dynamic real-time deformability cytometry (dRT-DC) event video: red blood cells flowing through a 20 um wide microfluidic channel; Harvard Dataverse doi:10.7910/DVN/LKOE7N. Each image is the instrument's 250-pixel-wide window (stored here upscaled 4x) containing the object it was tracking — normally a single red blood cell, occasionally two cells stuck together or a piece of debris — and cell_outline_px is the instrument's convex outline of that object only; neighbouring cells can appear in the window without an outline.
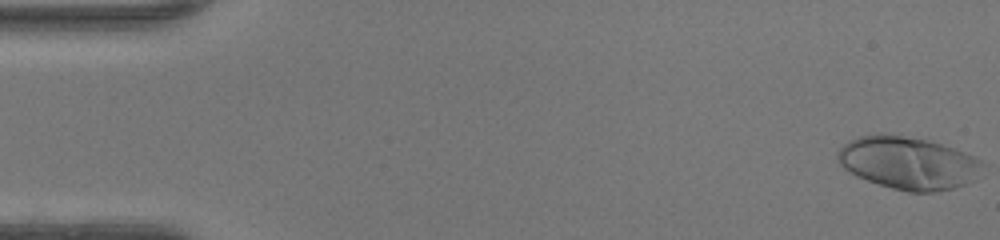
{"species": "human", "species_latin": "Homo sapiens", "temperature_condition": "warm", "stored_images_in_passage": 49, "camera_frame_rate_fps": 3000, "um_per_image_px": 0.085, "donor": {"sex": "female"}, "frame": {"image": 1, "passage_image": 1, "time_ms": 0.0, "image_size_px": [1000, 240], "cell_outline_px": [[980, 164], [976, 180], [952, 188], [932, 192], [908, 192], [892, 188], [856, 176], [844, 168], [836, 160], [836, 152], [848, 140], [860, 136], [880, 132], [884, 132], [928, 140], [956, 148], [980, 160]], "centroid_in_image_um": [77.13, 13.82], "position_along_channel_um": 7.9, "area_um2": 44.45}}
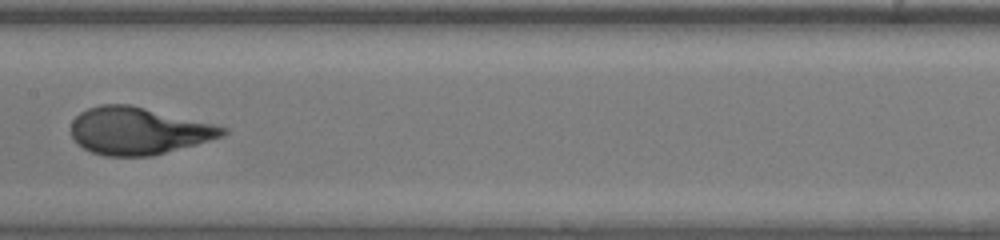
{"frame": {"image": 2, "passage_image": 25, "time_ms": 8.0, "image_size_px": [1000, 240], "cell_outline_px": [[228, 132], [224, 136], [196, 144], [152, 156], [104, 156], [92, 152], [76, 144], [72, 136], [72, 120], [80, 112], [88, 108], [100, 104], [128, 104], [212, 124], [228, 128]], "centroid_in_image_um": [11.73, 11.13], "position_along_channel_um": 195.7, "area_um2": 41.44}}
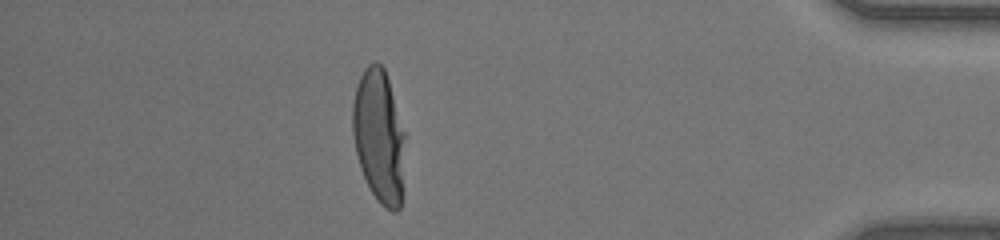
{"frame": {"image": 3, "passage_image": 43, "time_ms": 14.0, "image_size_px": [1000, 240], "cell_outline_px": [[404, 136], [400, 208], [396, 212], [392, 212], [384, 208], [376, 200], [360, 168], [356, 152], [352, 132], [352, 104], [356, 88], [360, 76], [364, 68], [368, 64], [376, 60], [384, 68], [388, 80], [404, 132]], "centroid_in_image_um": [32.18, 11.57], "position_along_channel_um": 403.0, "area_um2": 40.29}, "authors_computed_cell_mechanics": {"area_um2": 41.2114, "velocity_mm_per_s": 4.2613, "shape_relaxation_time_tau1_ms": 4.758, "shape_relaxation_time_tau2_ms": null, "deformation_change_tau1": 0.2874, "deformation_change_tau2": null}}